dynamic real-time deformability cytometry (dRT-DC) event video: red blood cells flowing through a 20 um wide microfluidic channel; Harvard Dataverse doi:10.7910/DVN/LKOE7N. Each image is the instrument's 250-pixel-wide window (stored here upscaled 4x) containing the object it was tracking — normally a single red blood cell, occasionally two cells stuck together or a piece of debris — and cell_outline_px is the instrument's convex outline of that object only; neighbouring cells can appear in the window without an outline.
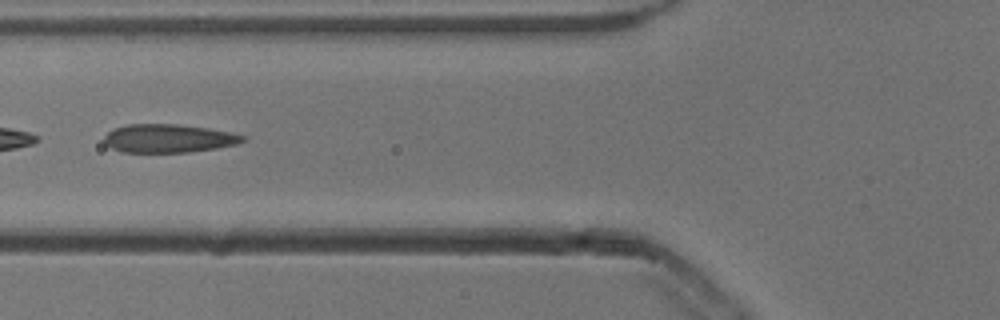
{"species": "common noctule bat (a hibernating species)", "species_latin": "Nyctalus noctula", "temperature_condition": "cold", "stored_images_in_passage": 24, "camera_frame_rate_fps": 3000, "um_per_image_px": 0.085, "animal": {"sex": "male", "body_mass_g": 13.3}, "frame": {"image": 1, "passage_image": 11, "time_ms": 3.333, "image_size_px": [1000, 320], "cell_outline_px": [[248, 140], [236, 144], [216, 148], [188, 152], [124, 152], [112, 148], [104, 144], [104, 136], [112, 128], [124, 124], [180, 124], [208, 128], [232, 132], [244, 136]], "centroid_in_image_um": [14.31, 11.75], "position_along_channel_um": 111.5, "area_um2": 23.12}}
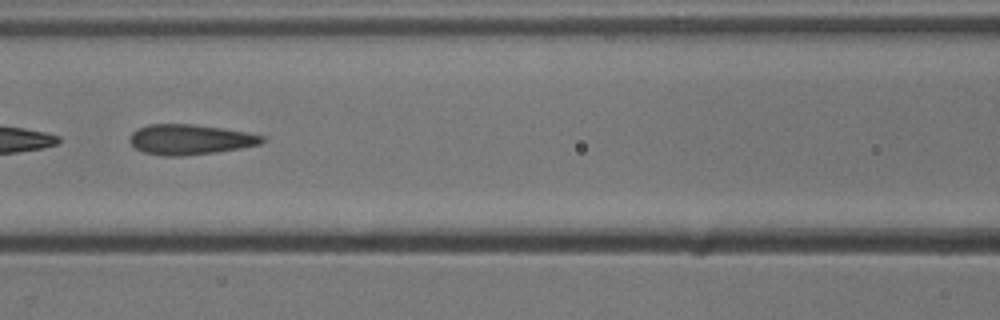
{"frame": {"image": 2, "passage_image": 14, "time_ms": 4.333, "image_size_px": [1000, 320], "cell_outline_px": [[268, 140], [260, 144], [240, 148], [216, 152], [180, 156], [164, 156], [144, 152], [136, 148], [128, 140], [132, 132], [136, 128], [148, 124], [192, 124], [220, 128], [244, 132], [264, 136]], "centroid_in_image_um": [16.13, 11.85], "position_along_channel_um": 150.5, "area_um2": 23.24}}
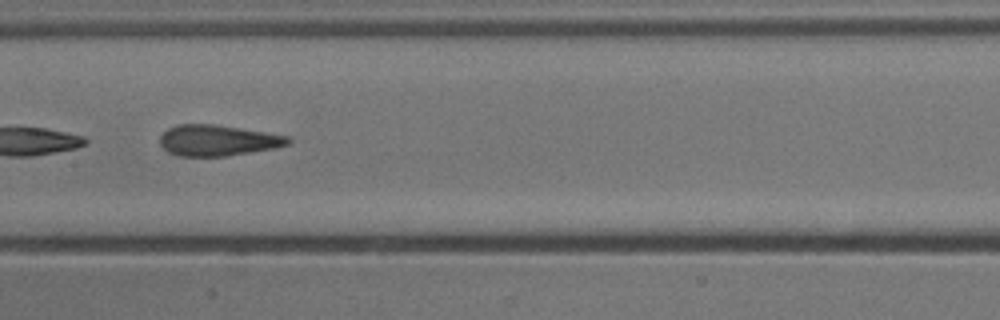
{"frame": {"image": 3, "passage_image": 17, "time_ms": 5.333, "image_size_px": [1000, 320], "cell_outline_px": [[292, 140], [288, 144], [276, 148], [224, 156], [176, 156], [168, 152], [160, 144], [160, 136], [168, 128], [176, 124], [216, 124], [288, 136]], "centroid_in_image_um": [18.48, 11.93], "position_along_channel_um": 188.9, "area_um2": 23.06}}